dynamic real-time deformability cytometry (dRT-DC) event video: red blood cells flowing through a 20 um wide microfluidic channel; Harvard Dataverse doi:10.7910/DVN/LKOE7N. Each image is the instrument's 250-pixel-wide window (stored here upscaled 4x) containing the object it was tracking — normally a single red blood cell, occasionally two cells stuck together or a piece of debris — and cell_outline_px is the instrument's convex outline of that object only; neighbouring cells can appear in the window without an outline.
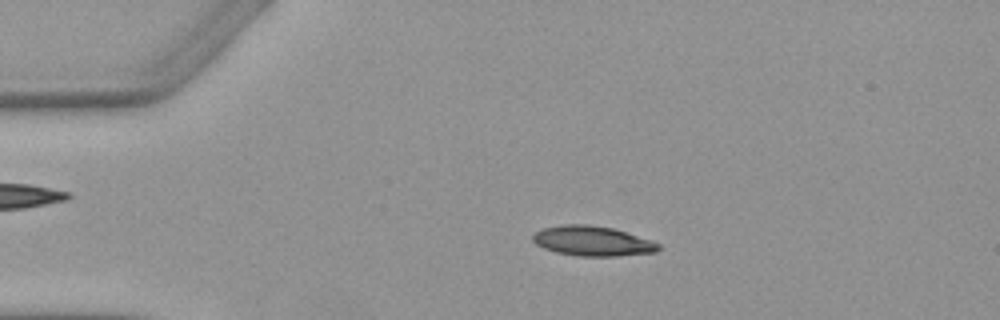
{"species": "Egyptian fruit bat (a non-hibernating species)", "species_latin": "Rousettus aegyptiacus", "temperature_condition": "warm", "stored_images_in_passage": 3, "camera_frame_rate_fps": 3000, "um_per_image_px": 0.085, "animal": {"sex": "female"}, "frame": {"image": 1, "passage_image": 2, "time_ms": 1.333, "image_size_px": [1000, 320], "cell_outline_px": [[660, 248], [656, 252], [616, 256], [580, 256], [556, 252], [544, 248], [536, 244], [532, 240], [532, 236], [536, 232], [544, 228], [564, 224], [588, 224], [612, 228], [652, 240], [660, 244]], "centroid_in_image_um": [50.37, 20.49], "position_along_channel_um": 34.6, "area_um2": 21.79}}